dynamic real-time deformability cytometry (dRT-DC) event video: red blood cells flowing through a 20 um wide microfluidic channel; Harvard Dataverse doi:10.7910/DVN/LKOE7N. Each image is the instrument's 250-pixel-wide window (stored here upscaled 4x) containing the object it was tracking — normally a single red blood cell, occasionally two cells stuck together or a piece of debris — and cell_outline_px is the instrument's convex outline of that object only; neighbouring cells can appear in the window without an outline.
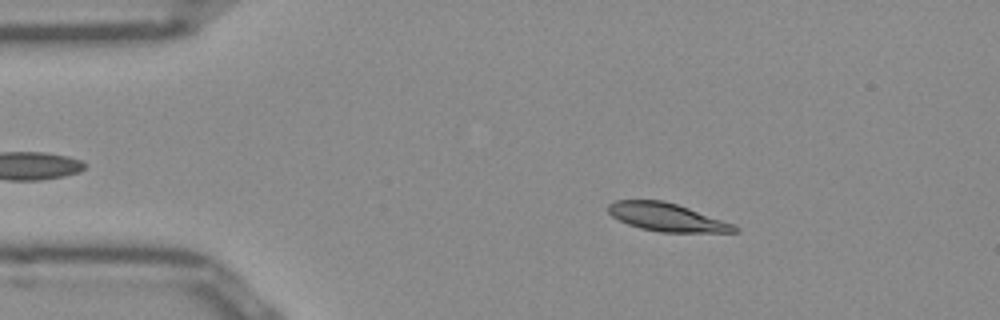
{"species": "Egyptian fruit bat (a non-hibernating species)", "species_latin": "Rousettus aegyptiacus", "temperature_condition": "room temperature", "stored_images_in_passage": 38, "camera_frame_rate_fps": 3000, "um_per_image_px": 0.085, "frame": {"image": 1, "passage_image": 2, "time_ms": 0.333, "image_size_px": [1000, 320], "cell_outline_px": [[740, 232], [660, 232], [640, 228], [628, 224], [612, 216], [608, 212], [608, 204], [616, 200], [664, 200], [688, 208], [732, 224], [740, 228]], "centroid_in_image_um": [56.65, 18.46], "position_along_channel_um": 28.3, "area_um2": 20.4}}
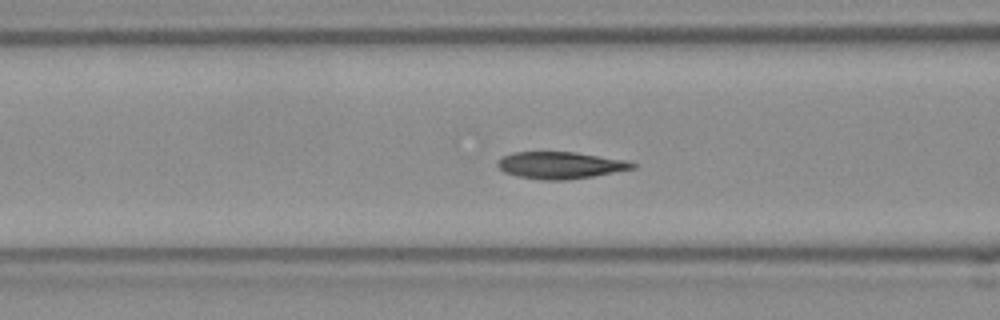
{"frame": {"image": 2, "passage_image": 13, "time_ms": 4.0, "image_size_px": [1000, 320], "cell_outline_px": [[636, 168], [592, 176], [568, 180], [540, 180], [516, 176], [504, 172], [496, 164], [496, 160], [512, 152], [572, 152], [624, 160], [636, 164]], "centroid_in_image_um": [47.57, 14.05], "position_along_channel_um": 119.0, "area_um2": 21.04}}
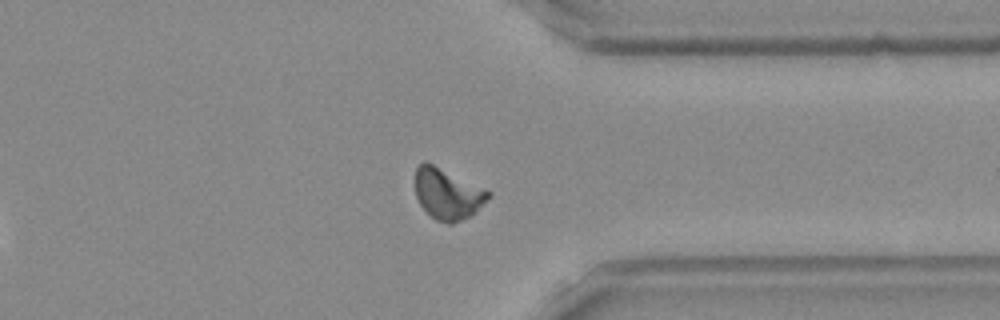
{"frame": {"image": 3, "passage_image": 33, "time_ms": 10.667, "image_size_px": [1000, 320], "cell_outline_px": [[492, 196], [468, 216], [452, 224], [448, 224], [436, 220], [420, 204], [416, 196], [416, 168], [424, 160], [492, 192]], "centroid_in_image_um": [38.04, 16.47], "position_along_channel_um": 373.4, "area_um2": 21.21}, "authors_computed_cell_mechanics": {"area_um2": 21.1837, "velocity_mm_per_s": 3.8893, "shape_relaxation_time_tau1_ms": 3.1579, "shape_relaxation_time_tau2_ms": 1.4004, "deformation_change_tau1": 0.1404, "deformation_change_tau2": 0.0604}}